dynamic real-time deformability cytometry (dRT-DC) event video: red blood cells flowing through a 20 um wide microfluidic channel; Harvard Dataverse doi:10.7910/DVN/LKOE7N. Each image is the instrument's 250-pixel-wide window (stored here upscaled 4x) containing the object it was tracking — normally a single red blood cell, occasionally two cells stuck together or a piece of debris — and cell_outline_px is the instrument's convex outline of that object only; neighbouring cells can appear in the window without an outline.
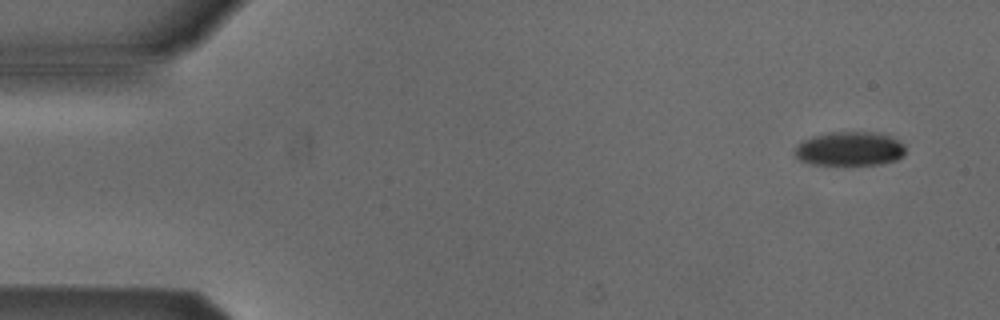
{"species": "Egyptian fruit bat (a non-hibernating species)", "species_latin": "Rousettus aegyptiacus", "temperature_condition": "cold", "stored_images_in_passage": 7, "camera_frame_rate_fps": 3000, "um_per_image_px": 0.085, "animal": {"sex": "male"}, "frame": {"image": 1, "passage_image": 1, "time_ms": 0.0, "image_size_px": [1000, 320], "cell_outline_px": [[904, 156], [896, 160], [880, 164], [812, 164], [796, 160], [796, 148], [804, 140], [816, 136], [832, 132], [868, 132], [888, 136], [904, 144]], "centroid_in_image_um": [72.23, 12.66], "position_along_channel_um": 12.8, "area_um2": 21.5}}
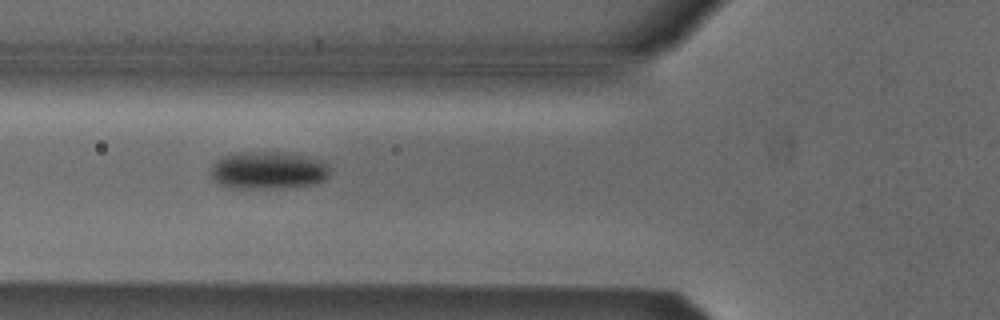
{"frame": {"image": 2, "passage_image": 5, "time_ms": 5.333, "image_size_px": [1000, 320], "cell_outline_px": [[328, 176], [324, 180], [316, 184], [288, 188], [224, 188], [216, 184], [212, 180], [208, 172], [216, 160], [224, 156], [240, 152], [280, 152], [308, 156], [324, 160], [328, 164]], "centroid_in_image_um": [22.76, 14.49], "position_along_channel_um": 103.0, "area_um2": 26.76}}
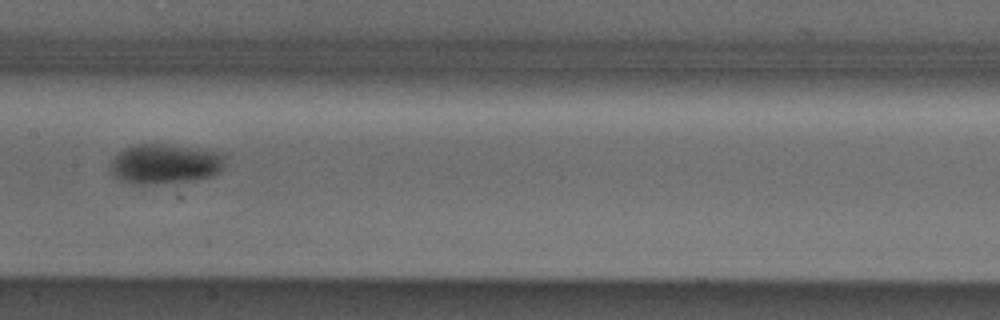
{"frame": {"image": 3, "passage_image": 7, "time_ms": 7.667, "image_size_px": [1000, 320], "cell_outline_px": [[224, 164], [220, 172], [212, 176], [192, 180], [156, 184], [132, 184], [120, 180], [112, 172], [112, 160], [124, 148], [136, 144], [164, 144], [220, 152], [224, 156]], "centroid_in_image_um": [14.04, 13.94], "position_along_channel_um": 193.4, "area_um2": 26.36}}